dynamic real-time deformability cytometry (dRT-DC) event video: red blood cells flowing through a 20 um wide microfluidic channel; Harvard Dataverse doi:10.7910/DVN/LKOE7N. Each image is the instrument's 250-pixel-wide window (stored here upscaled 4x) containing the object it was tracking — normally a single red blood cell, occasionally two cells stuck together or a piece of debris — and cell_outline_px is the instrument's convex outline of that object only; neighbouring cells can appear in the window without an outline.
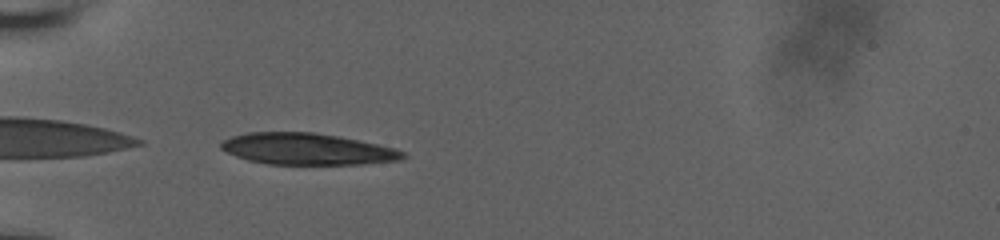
{"species": "human", "species_latin": "Homo sapiens", "temperature_condition": "room temperature", "stored_images_in_passage": 38, "camera_frame_rate_fps": 3000, "um_per_image_px": 0.085, "donor": {"sex": "male"}, "frame": {"image": 1, "passage_image": 1, "time_ms": 0.0, "image_size_px": [1000, 240], "cell_outline_px": [[408, 156], [404, 160], [360, 164], [268, 164], [248, 160], [236, 156], [220, 148], [220, 140], [232, 136], [248, 132], [312, 132], [336, 136], [396, 148], [404, 152]], "centroid_in_image_um": [26.11, 12.67], "position_along_channel_um": 58.9, "area_um2": 33.35}}
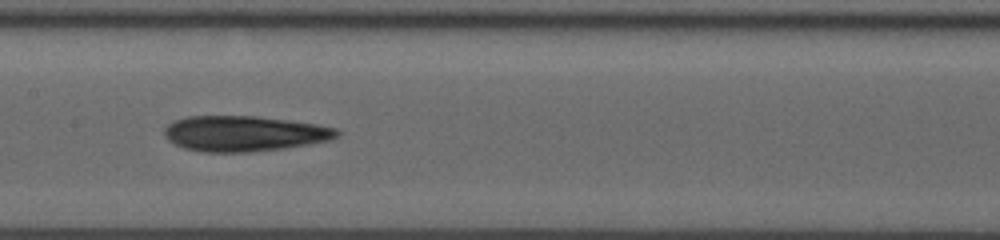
{"frame": {"image": 2, "passage_image": 12, "time_ms": 3.667, "image_size_px": [1000, 240], "cell_outline_px": [[340, 136], [332, 140], [284, 148], [248, 152], [200, 152], [184, 148], [168, 140], [164, 136], [164, 128], [172, 120], [188, 116], [256, 116], [288, 120], [316, 124], [336, 128], [340, 132]], "centroid_in_image_um": [20.75, 11.35], "position_along_channel_um": 186.7, "area_um2": 35.89}}
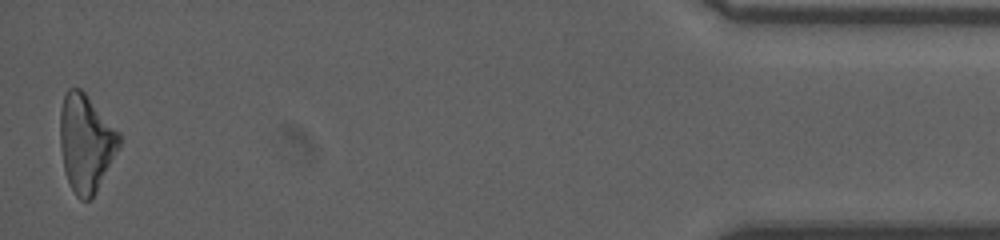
{"frame": {"image": 3, "passage_image": 37, "time_ms": 12.0, "image_size_px": [1000, 240], "cell_outline_px": [[120, 144], [96, 192], [88, 200], [80, 200], [76, 196], [68, 180], [64, 168], [60, 148], [60, 112], [64, 96], [68, 88], [80, 88], [84, 92], [120, 132]], "centroid_in_image_um": [7.29, 12.14], "position_along_channel_um": 427.9, "area_um2": 33.18}, "authors_computed_cell_mechanics": {"area_um2": 34.4199, "velocity_mm_per_s": 3.8396, "shape_relaxation_time_tau1_ms": 8.4679, "shape_relaxation_time_tau2_ms": 5.7928, "deformation_change_tau1": 0.2097, "deformation_change_tau2": 0.1608}}